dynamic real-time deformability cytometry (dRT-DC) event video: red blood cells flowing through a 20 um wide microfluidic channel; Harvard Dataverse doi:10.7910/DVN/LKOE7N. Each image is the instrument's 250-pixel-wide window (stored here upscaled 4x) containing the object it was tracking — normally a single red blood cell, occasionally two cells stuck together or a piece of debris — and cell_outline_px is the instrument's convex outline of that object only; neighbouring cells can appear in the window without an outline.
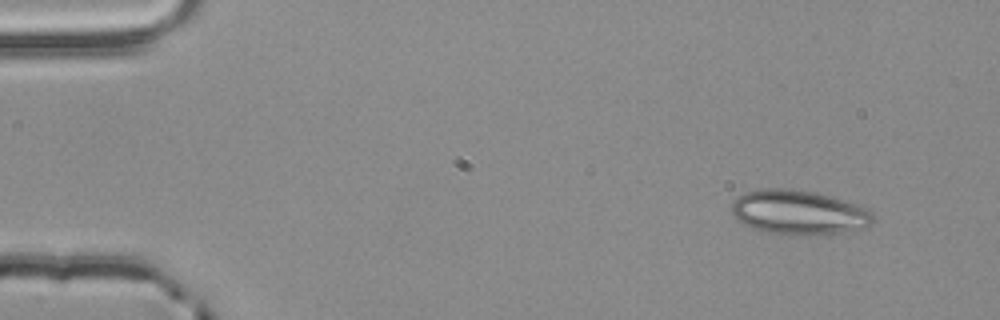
{"species": "common noctule bat (a hibernating species)", "species_latin": "Nyctalus noctula", "temperature_condition": "room temperature", "stored_images_in_passage": 4, "camera_frame_rate_fps": 3000, "um_per_image_px": 0.085, "animal": {"sex": "male", "body_mass_g": 20.4}, "frame": {"image": 1, "passage_image": 1, "time_ms": 0.0, "image_size_px": [1000, 320], "cell_outline_px": [[876, 220], [872, 224], [828, 236], [788, 236], [760, 232], [744, 224], [732, 212], [732, 204], [744, 192], [760, 188], [788, 188], [812, 192], [828, 196], [864, 208], [872, 212]], "centroid_in_image_um": [67.87, 18.1], "position_along_channel_um": 17.1, "area_um2": 36.88}}